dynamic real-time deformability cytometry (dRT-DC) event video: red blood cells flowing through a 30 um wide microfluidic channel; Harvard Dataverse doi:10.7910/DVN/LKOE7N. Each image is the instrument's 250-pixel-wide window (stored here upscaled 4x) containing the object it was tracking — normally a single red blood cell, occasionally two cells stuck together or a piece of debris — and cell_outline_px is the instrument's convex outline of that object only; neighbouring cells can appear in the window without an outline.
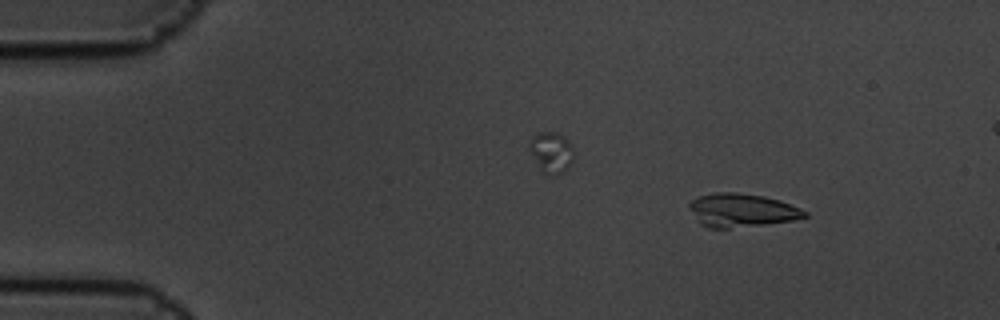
{"species": "common noctule bat (a hibernating species)", "species_latin": "Nyctalus noctula", "temperature_condition": "cold", "stored_images_in_passage": 5, "camera_frame_rate_fps": 3000, "um_per_image_px": 0.085, "animal": {"sex": "male", "body_mass_g": 19.5, "forearm_length_mm": 54.6}, "frame": {"image": 1, "passage_image": 2, "time_ms": 0.333, "image_size_px": [1000, 320], "cell_outline_px": [[808, 216], [792, 220], [764, 224], [728, 228], [708, 228], [700, 224], [688, 208], [688, 204], [692, 200], [700, 196], [716, 192], [736, 192], [764, 196], [780, 200], [800, 208], [808, 212]], "centroid_in_image_um": [63.02, 17.87], "position_along_channel_um": 22.0, "area_um2": 22.43}}